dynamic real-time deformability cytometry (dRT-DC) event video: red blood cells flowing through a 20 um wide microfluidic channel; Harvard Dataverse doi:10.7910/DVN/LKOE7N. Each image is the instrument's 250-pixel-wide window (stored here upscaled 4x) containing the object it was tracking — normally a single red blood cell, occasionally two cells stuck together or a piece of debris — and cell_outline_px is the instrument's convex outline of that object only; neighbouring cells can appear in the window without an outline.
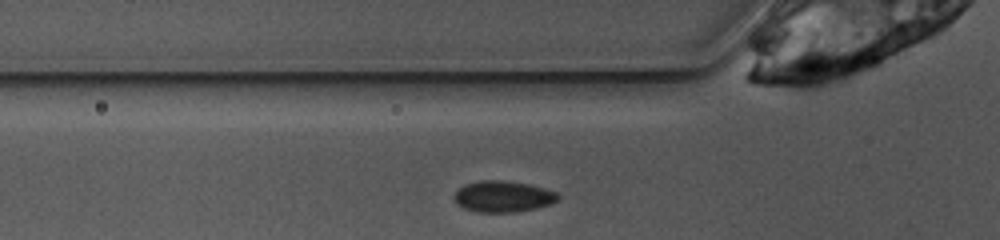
{"species": "common noctule bat (a hibernating species)", "species_latin": "Nyctalus noctula", "temperature_condition": "warm", "stored_images_in_passage": 23, "camera_frame_rate_fps": 3000, "um_per_image_px": 0.085, "animal": {"sex": "female", "body_mass_g": 10.0, "forearm_length_mm": 53.1}, "frame": {"image": 1, "passage_image": 2, "time_ms": 0.333, "image_size_px": [1000, 240], "cell_outline_px": [[560, 200], [552, 204], [536, 208], [512, 212], [476, 212], [464, 208], [456, 204], [452, 196], [464, 184], [480, 180], [500, 180], [528, 184], [544, 188], [556, 192], [560, 196]], "centroid_in_image_um": [42.75, 16.7], "position_along_channel_um": 83.0, "area_um2": 19.02}}
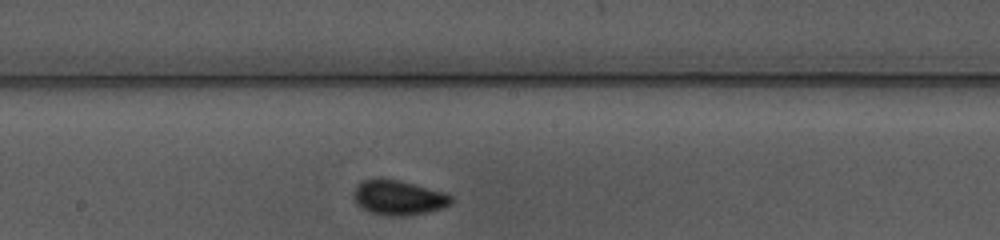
{"frame": {"image": 2, "passage_image": 12, "time_ms": 3.667, "image_size_px": [1000, 240], "cell_outline_px": [[452, 204], [444, 208], [428, 212], [404, 216], [384, 216], [368, 212], [360, 208], [356, 204], [352, 192], [364, 180], [396, 180], [444, 192], [452, 196]], "centroid_in_image_um": [33.88, 16.85], "position_along_channel_um": 214.3, "area_um2": 19.59}}
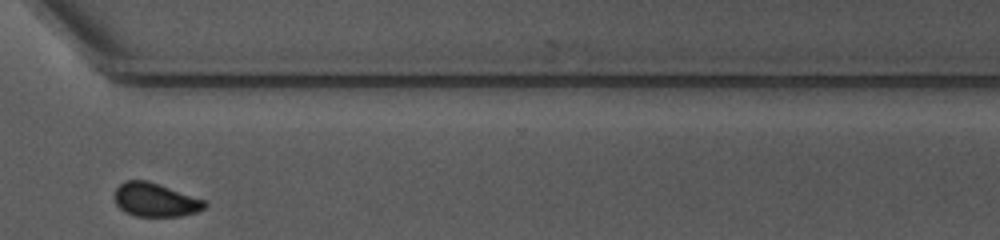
{"frame": {"image": 3, "passage_image": 23, "time_ms": 7.333, "image_size_px": [1000, 240], "cell_outline_px": [[208, 204], [204, 208], [196, 212], [180, 216], [136, 216], [124, 212], [116, 204], [116, 188], [124, 180], [148, 180], [160, 184], [204, 200]], "centroid_in_image_um": [13.19, 16.98], "position_along_channel_um": 357.4, "area_um2": 17.57}}